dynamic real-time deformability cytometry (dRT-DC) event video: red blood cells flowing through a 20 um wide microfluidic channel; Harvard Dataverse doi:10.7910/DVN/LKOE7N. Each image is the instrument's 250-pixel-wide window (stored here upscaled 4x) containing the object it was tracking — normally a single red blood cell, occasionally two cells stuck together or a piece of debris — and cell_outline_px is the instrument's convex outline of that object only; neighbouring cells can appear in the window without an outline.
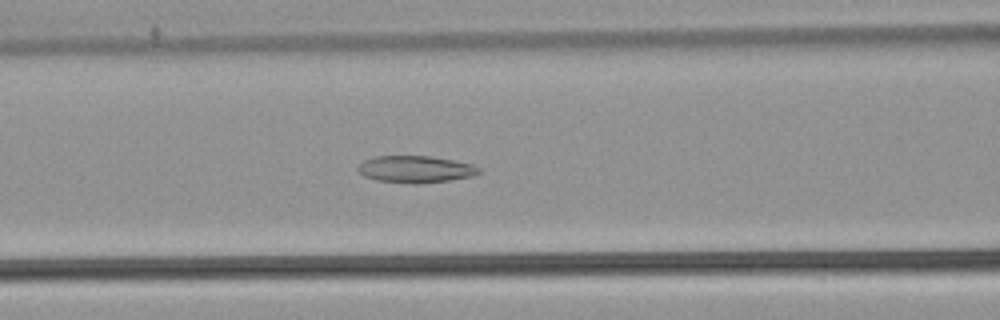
{"species": "common noctule bat (a hibernating species)", "species_latin": "Nyctalus noctula", "temperature_condition": "warm", "stored_images_in_passage": 46, "camera_frame_rate_fps": 3000, "um_per_image_px": 0.085, "animal": {"sex": "male", "body_mass_g": 21.5, "forearm_length_mm": 52.0}, "frame": {"image": 1, "passage_image": 15, "time_ms": 4.667, "image_size_px": [1000, 320], "cell_outline_px": [[484, 172], [472, 176], [448, 180], [416, 184], [376, 180], [364, 176], [356, 168], [364, 160], [376, 156], [428, 156], [452, 160], [472, 164], [480, 168]], "centroid_in_image_um": [35.33, 14.38], "position_along_channel_um": 131.3, "area_um2": 18.9}}
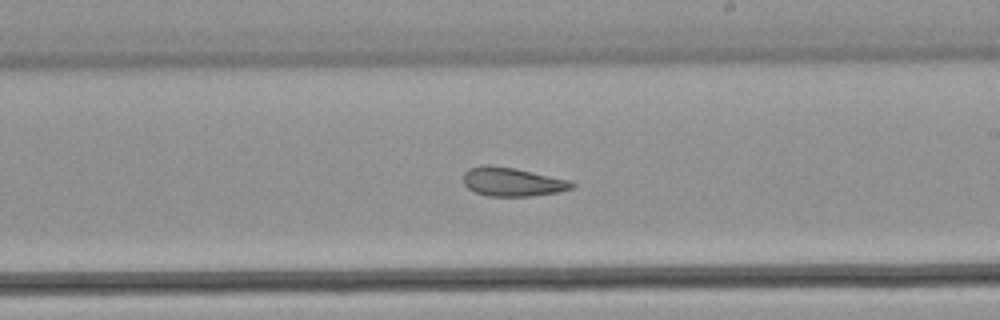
{"frame": {"image": 2, "passage_image": 24, "time_ms": 7.667, "image_size_px": [1000, 320], "cell_outline_px": [[576, 188], [556, 192], [532, 196], [488, 196], [476, 192], [468, 188], [464, 184], [464, 172], [468, 168], [484, 164], [488, 164], [516, 168], [572, 180], [576, 184]], "centroid_in_image_um": [43.59, 15.44], "position_along_channel_um": 245.4, "area_um2": 18.5}}
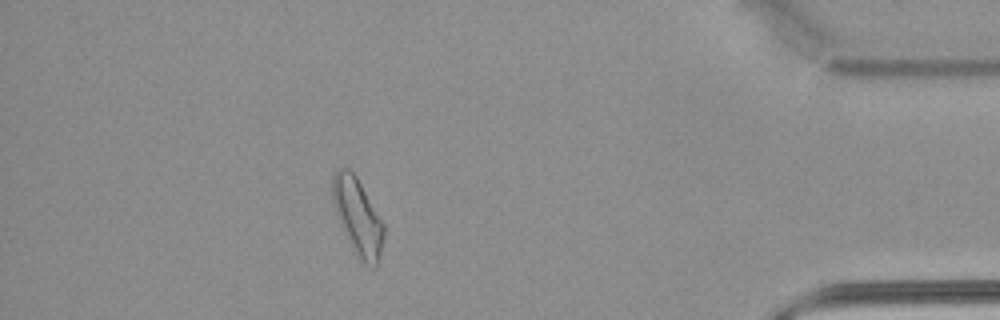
{"frame": {"image": 3, "passage_image": 40, "time_ms": 13.0, "image_size_px": [1000, 320], "cell_outline_px": [[384, 236], [380, 256], [376, 268], [372, 268], [364, 264], [352, 252], [336, 212], [332, 200], [332, 176], [336, 168], [348, 168], [356, 176], [384, 224]], "centroid_in_image_um": [30.4, 18.46], "position_along_channel_um": 404.8, "area_um2": 23.0}, "authors_computed_cell_mechanics": {"area_um2": 19.8832, "velocity_mm_per_s": 3.8185, "shape_relaxation_time_tau1_ms": null, "shape_relaxation_time_tau2_ms": 3.6035, "deformation_change_tau1": null, "deformation_change_tau2": 0.1168}}